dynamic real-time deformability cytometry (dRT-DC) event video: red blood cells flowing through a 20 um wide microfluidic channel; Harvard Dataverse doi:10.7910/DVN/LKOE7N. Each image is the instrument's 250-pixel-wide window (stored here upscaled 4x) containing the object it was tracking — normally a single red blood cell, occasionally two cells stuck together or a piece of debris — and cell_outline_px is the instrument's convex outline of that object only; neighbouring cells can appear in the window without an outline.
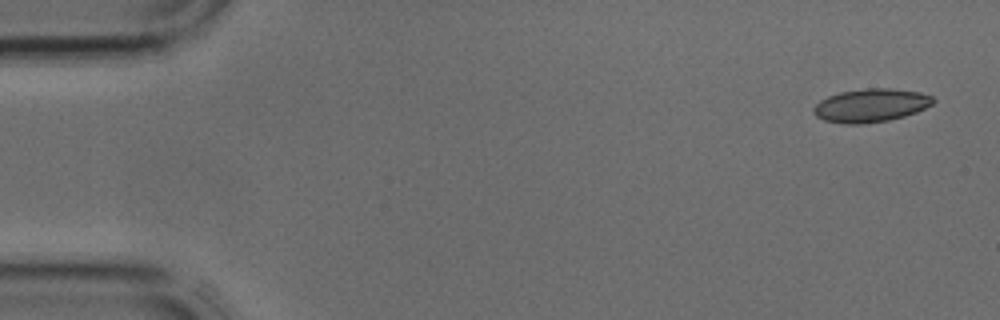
{"species": "common noctule bat (a hibernating species)", "species_latin": "Nyctalus noctula", "temperature_condition": "cold", "stored_images_in_passage": 4, "camera_frame_rate_fps": 3000, "um_per_image_px": 0.085, "animal": {"sex": "male", "body_mass_g": 17.9, "forearm_length_mm": 54.2}, "frame": {"image": 1, "passage_image": 1, "time_ms": 0.0, "image_size_px": [1000, 320], "cell_outline_px": [[936, 100], [932, 104], [916, 112], [904, 116], [888, 120], [860, 124], [844, 124], [824, 120], [816, 116], [812, 112], [812, 108], [820, 100], [828, 96], [840, 92], [864, 88], [892, 88], [920, 92], [932, 96]], "centroid_in_image_um": [74.0, 8.95], "position_along_channel_um": 11.0, "area_um2": 23.29}}
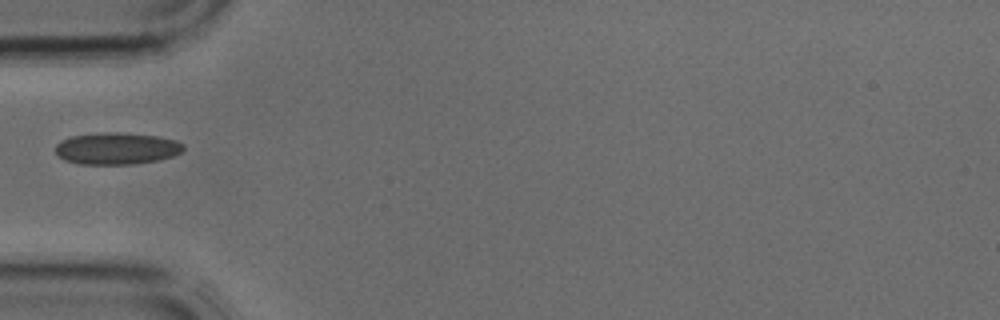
{"frame": {"image": 2, "passage_image": 4, "time_ms": 1.0, "image_size_px": [1000, 320], "cell_outline_px": [[184, 148], [180, 152], [172, 156], [160, 160], [132, 164], [80, 164], [64, 160], [56, 152], [56, 144], [60, 140], [72, 136], [104, 132], [120, 132], [156, 136], [176, 140], [184, 144]], "centroid_in_image_um": [9.92, 12.62], "position_along_channel_um": 75.1, "area_um2": 23.76}}